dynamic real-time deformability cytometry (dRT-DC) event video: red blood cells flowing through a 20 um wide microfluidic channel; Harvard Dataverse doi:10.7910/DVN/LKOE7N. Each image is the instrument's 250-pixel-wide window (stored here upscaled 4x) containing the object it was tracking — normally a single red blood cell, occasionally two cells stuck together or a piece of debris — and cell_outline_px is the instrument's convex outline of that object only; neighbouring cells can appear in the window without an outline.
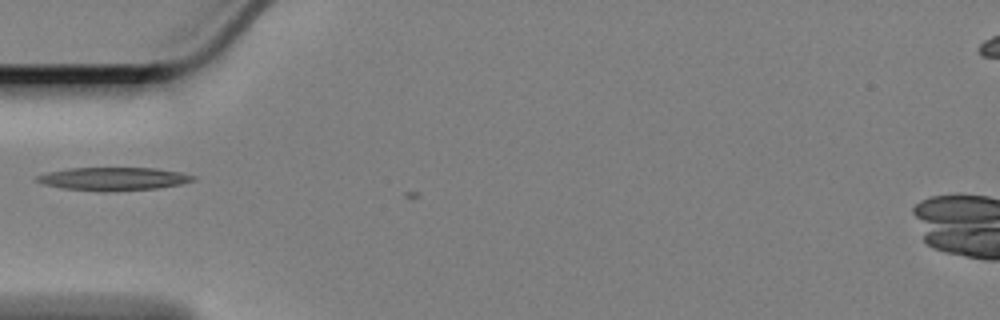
{"species": "Egyptian fruit bat (a non-hibernating species)", "species_latin": "Rousettus aegyptiacus", "temperature_condition": "cold", "stored_images_in_passage": 6, "camera_frame_rate_fps": 3000, "um_per_image_px": 0.085, "animal": {"sex": "female"}, "frame": {"image": 1, "passage_image": 4, "time_ms": 1.0, "image_size_px": [1000, 320], "cell_outline_px": [[196, 180], [180, 184], [156, 188], [64, 188], [44, 184], [36, 180], [36, 176], [48, 172], [68, 168], [156, 168], [180, 172], [196, 176]], "centroid_in_image_um": [9.7, 15.14], "position_along_channel_um": 75.3, "area_um2": 19.59}}